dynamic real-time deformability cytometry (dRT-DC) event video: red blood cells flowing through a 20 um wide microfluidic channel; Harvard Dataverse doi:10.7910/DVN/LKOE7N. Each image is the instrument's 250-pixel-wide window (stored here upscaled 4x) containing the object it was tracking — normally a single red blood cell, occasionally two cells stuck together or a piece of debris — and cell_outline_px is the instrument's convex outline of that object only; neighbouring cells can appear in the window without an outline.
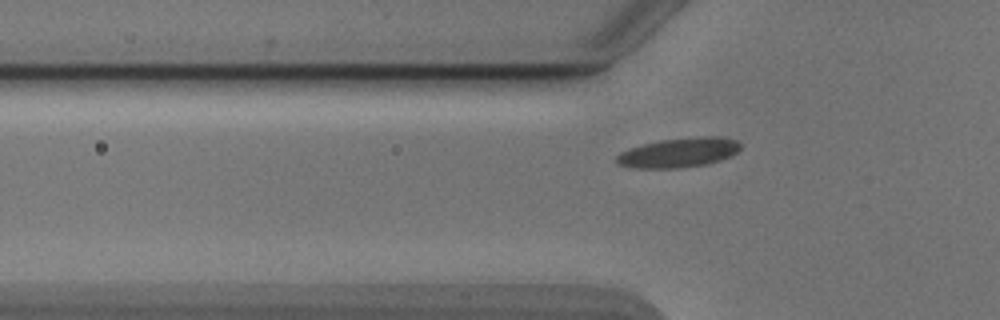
{"species": "Egyptian fruit bat (a non-hibernating species)", "species_latin": "Rousettus aegyptiacus", "temperature_condition": "cold", "stored_images_in_passage": 40, "camera_frame_rate_fps": 3000, "um_per_image_px": 0.085, "animal": {"sex": "male"}, "frame": {"image": 1, "passage_image": 4, "time_ms": 1.0, "image_size_px": [1000, 320], "cell_outline_px": [[740, 148], [732, 156], [720, 160], [704, 164], [680, 168], [632, 168], [616, 164], [616, 156], [620, 152], [628, 148], [660, 140], [700, 136], [716, 136], [736, 140], [740, 144]], "centroid_in_image_um": [57.66, 12.97], "position_along_channel_um": 68.1, "area_um2": 21.39}}
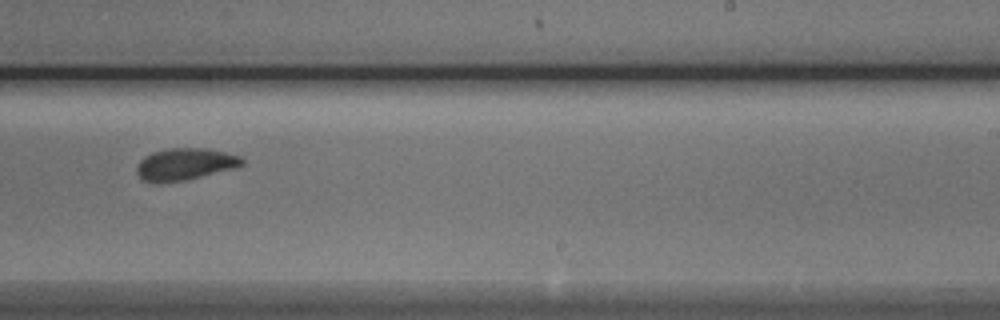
{"frame": {"image": 2, "passage_image": 20, "time_ms": 6.333, "image_size_px": [1000, 320], "cell_outline_px": [[244, 164], [232, 168], [184, 180], [156, 184], [152, 184], [140, 180], [136, 172], [136, 168], [140, 160], [144, 156], [152, 152], [168, 148], [204, 148], [244, 156]], "centroid_in_image_um": [15.66, 13.96], "position_along_channel_um": 273.3, "area_um2": 19.77}}
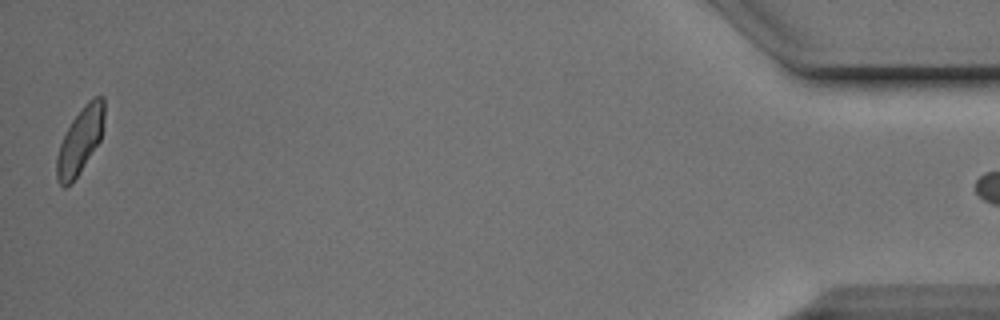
{"frame": {"image": 3, "passage_image": 39, "time_ms": 12.667, "image_size_px": [1000, 320], "cell_outline_px": [[104, 120], [100, 140], [76, 176], [64, 188], [56, 180], [56, 156], [60, 144], [72, 120], [84, 104], [92, 96], [104, 96]], "centroid_in_image_um": [6.8, 11.9], "position_along_channel_um": 428.4, "area_um2": 17.98}}